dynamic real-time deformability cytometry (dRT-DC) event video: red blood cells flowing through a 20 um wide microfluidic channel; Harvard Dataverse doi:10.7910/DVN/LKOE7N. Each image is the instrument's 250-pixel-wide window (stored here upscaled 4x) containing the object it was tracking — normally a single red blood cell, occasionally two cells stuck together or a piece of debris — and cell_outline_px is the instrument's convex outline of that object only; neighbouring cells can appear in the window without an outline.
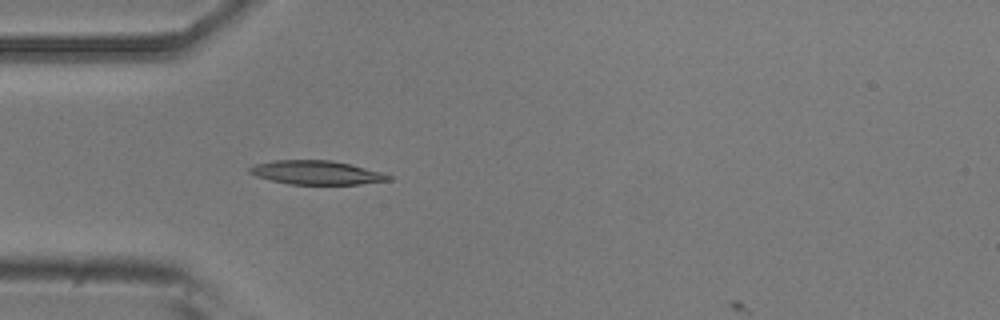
{"species": "common noctule bat (a hibernating species)", "species_latin": "Nyctalus noctula", "temperature_condition": "room temperature", "stored_images_in_passage": 3, "camera_frame_rate_fps": 3000, "um_per_image_px": 0.085, "animal": {"sex": "male", "body_mass_g": 20.5, "forearm_length_mm": 52.5}, "frame": {"image": 1, "passage_image": 3, "time_ms": 0.667, "image_size_px": [1000, 320], "cell_outline_px": [[392, 180], [360, 184], [288, 184], [256, 176], [248, 172], [248, 168], [256, 164], [276, 160], [332, 160], [352, 164], [380, 172], [392, 176]], "centroid_in_image_um": [26.91, 14.66], "position_along_channel_um": 58.1, "area_um2": 19.25}}